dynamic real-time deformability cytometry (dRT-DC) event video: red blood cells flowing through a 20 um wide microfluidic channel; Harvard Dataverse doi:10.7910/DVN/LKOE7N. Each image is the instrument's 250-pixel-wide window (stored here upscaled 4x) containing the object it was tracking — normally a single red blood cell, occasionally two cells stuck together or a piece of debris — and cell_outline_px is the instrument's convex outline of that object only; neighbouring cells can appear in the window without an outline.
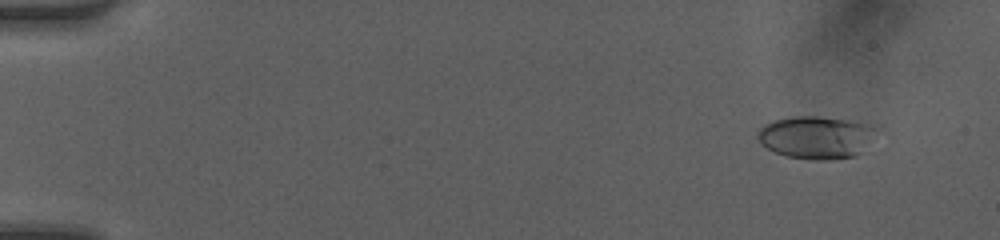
{"species": "human", "species_latin": "Homo sapiens", "temperature_condition": "room temperature", "stored_images_in_passage": 51, "camera_frame_rate_fps": 3000, "um_per_image_px": 0.085, "donor": {"sex": "female"}, "frame": {"image": 1, "passage_image": 5, "time_ms": 1.333, "image_size_px": [1000, 240], "cell_outline_px": [[880, 128], [856, 156], [824, 160], [816, 160], [788, 156], [776, 152], [760, 144], [756, 136], [756, 132], [760, 128], [776, 120], [792, 116], [816, 116], [856, 120], [872, 124]], "centroid_in_image_um": [69.4, 11.65], "position_along_channel_um": 15.6, "area_um2": 29.54}}
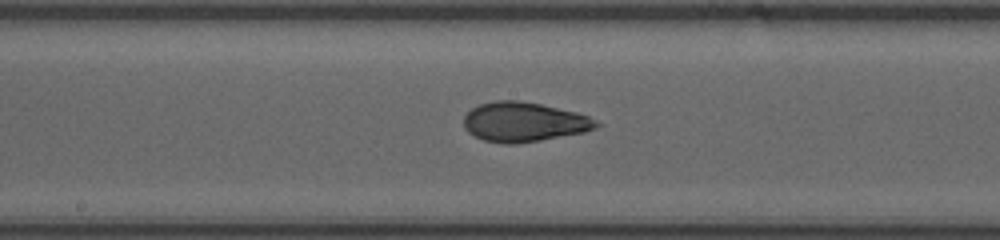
{"frame": {"image": 2, "passage_image": 28, "time_ms": 9.0, "image_size_px": [1000, 240], "cell_outline_px": [[600, 124], [596, 128], [584, 132], [540, 140], [516, 144], [504, 144], [484, 140], [468, 132], [464, 128], [464, 116], [472, 108], [480, 104], [496, 100], [520, 100], [540, 104], [576, 112], [588, 116], [596, 120]], "centroid_in_image_um": [44.52, 10.37], "position_along_channel_um": 203.7, "area_um2": 30.46}}
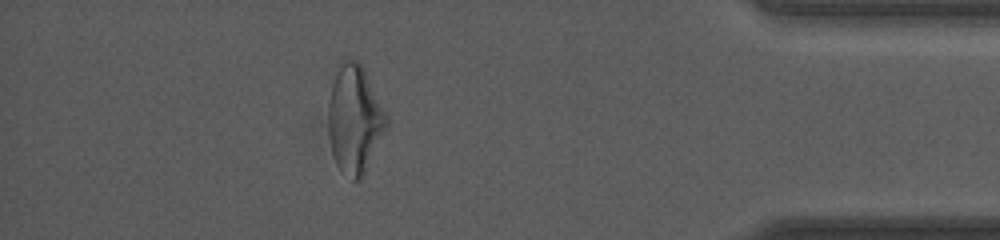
{"frame": {"image": 3, "passage_image": 45, "time_ms": 14.667, "image_size_px": [1000, 240], "cell_outline_px": [[388, 124], [364, 172], [356, 180], [352, 180], [340, 172], [336, 164], [332, 152], [328, 132], [328, 100], [332, 84], [340, 60], [360, 60], [388, 116]], "centroid_in_image_um": [30.12, 10.1], "position_along_channel_um": 405.1, "area_um2": 36.53}, "authors_computed_cell_mechanics": {"area_um2": 29.7092, "velocity_mm_per_s": 4.2206, "shape_relaxation_time_tau1_ms": 3.8099, "shape_relaxation_time_tau2_ms": 1.378, "deformation_change_tau1": 0.1645, "deformation_change_tau2": 0.0701}}